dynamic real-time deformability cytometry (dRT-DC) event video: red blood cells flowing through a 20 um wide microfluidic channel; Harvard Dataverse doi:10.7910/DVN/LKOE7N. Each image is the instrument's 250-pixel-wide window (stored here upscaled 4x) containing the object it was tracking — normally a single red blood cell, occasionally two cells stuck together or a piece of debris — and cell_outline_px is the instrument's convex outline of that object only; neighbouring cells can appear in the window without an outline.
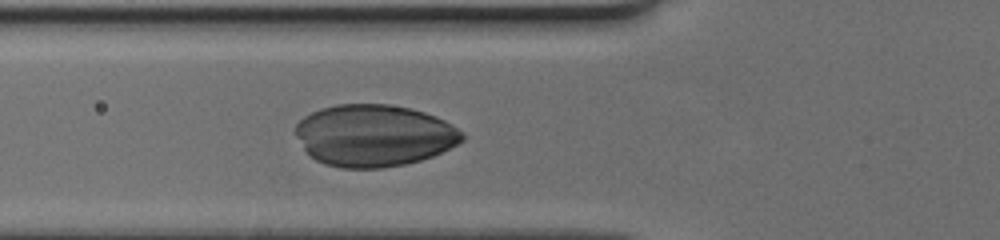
{"species": "human", "species_latin": "Homo sapiens", "temperature_condition": "cold", "stored_images_in_passage": 25, "camera_frame_rate_fps": 3000, "um_per_image_px": 0.085, "donor": {"sex": "female"}, "frame": {"image": 1, "passage_image": 4, "time_ms": 1.0, "image_size_px": [1000, 240], "cell_outline_px": [[464, 140], [432, 156], [420, 160], [404, 164], [380, 168], [340, 168], [324, 164], [316, 160], [304, 148], [296, 136], [296, 124], [304, 116], [320, 108], [336, 104], [388, 104], [408, 108], [424, 112], [436, 116], [452, 124], [464, 132]], "centroid_in_image_um": [31.79, 11.51], "position_along_channel_um": 94.0, "area_um2": 60.0}}
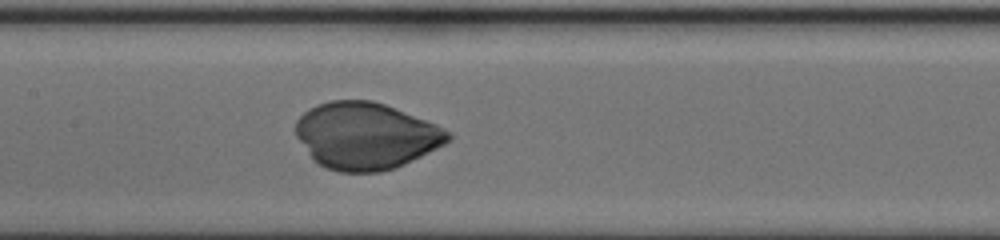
{"frame": {"image": 2, "passage_image": 10, "time_ms": 3.0, "image_size_px": [1000, 240], "cell_outline_px": [[452, 140], [396, 168], [380, 172], [340, 172], [324, 168], [312, 160], [296, 136], [296, 120], [304, 112], [316, 104], [328, 100], [372, 100], [384, 104], [436, 124], [444, 128], [452, 136]], "centroid_in_image_um": [31.06, 11.55], "position_along_channel_um": 176.3, "area_um2": 59.36}}
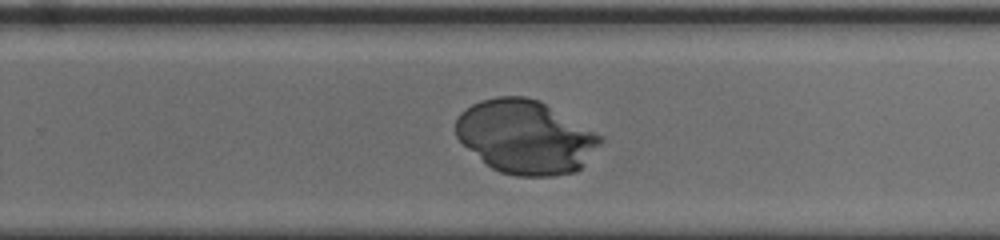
{"frame": {"image": 3, "passage_image": 18, "time_ms": 5.667, "image_size_px": [1000, 240], "cell_outline_px": [[604, 140], [584, 164], [576, 172], [556, 176], [516, 176], [500, 172], [492, 168], [468, 148], [456, 136], [456, 120], [460, 112], [472, 104], [480, 100], [496, 96], [524, 96], [540, 100], [604, 136]], "centroid_in_image_um": [44.69, 11.63], "position_along_channel_um": 285.1, "area_um2": 62.08}}